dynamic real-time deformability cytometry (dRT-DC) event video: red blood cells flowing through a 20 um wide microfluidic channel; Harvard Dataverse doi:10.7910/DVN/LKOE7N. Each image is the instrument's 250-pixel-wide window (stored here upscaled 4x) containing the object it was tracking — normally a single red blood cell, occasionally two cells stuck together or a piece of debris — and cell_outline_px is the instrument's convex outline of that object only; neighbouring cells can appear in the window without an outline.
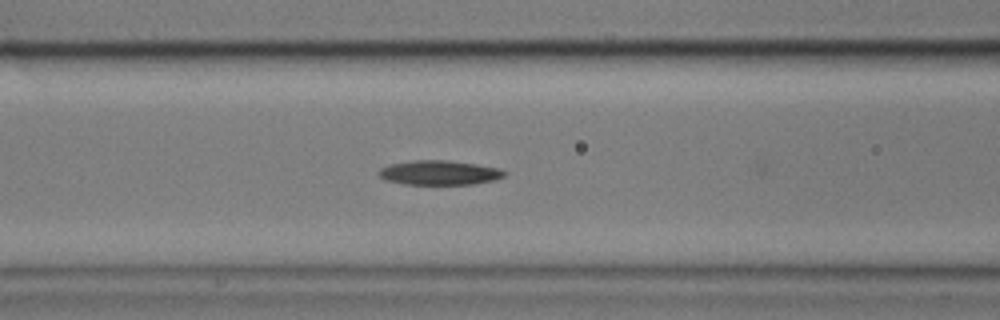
{"species": "common noctule bat (a hibernating species)", "species_latin": "Nyctalus noctula", "temperature_condition": "cold", "stored_images_in_passage": 21, "camera_frame_rate_fps": 3000, "um_per_image_px": 0.085, "animal": {"sex": "male", "body_mass_g": 17.9}, "frame": {"image": 1, "passage_image": 20, "time_ms": 6.333, "image_size_px": [1000, 320], "cell_outline_px": [[504, 176], [496, 180], [472, 184], [404, 184], [384, 180], [376, 172], [380, 168], [392, 164], [412, 160], [448, 160], [476, 164], [500, 168], [504, 172]], "centroid_in_image_um": [37.32, 14.68], "position_along_channel_um": 129.3, "area_um2": 17.92}}